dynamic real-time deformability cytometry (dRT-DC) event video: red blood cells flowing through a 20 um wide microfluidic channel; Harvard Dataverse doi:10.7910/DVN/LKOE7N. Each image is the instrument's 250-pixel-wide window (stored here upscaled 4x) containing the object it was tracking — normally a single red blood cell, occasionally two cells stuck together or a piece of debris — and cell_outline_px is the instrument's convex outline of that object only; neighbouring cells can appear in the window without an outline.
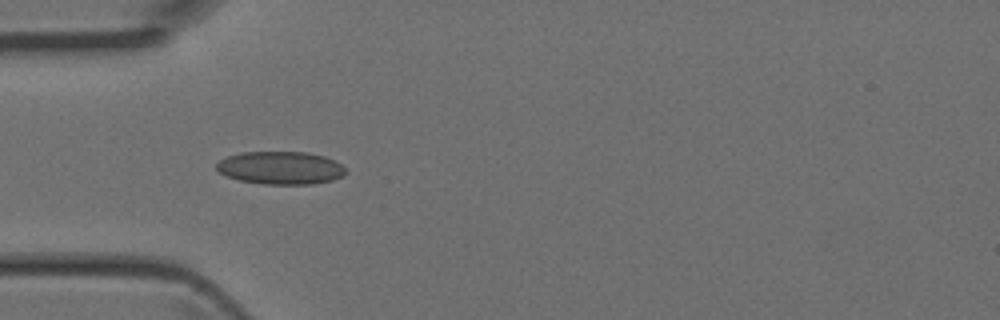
{"species": "Egyptian fruit bat (a non-hibernating species)", "species_latin": "Rousettus aegyptiacus", "temperature_condition": "room temperature", "stored_images_in_passage": 4, "camera_frame_rate_fps": 3000, "um_per_image_px": 0.085, "animal": {"sex": "female"}, "frame": {"image": 1, "passage_image": 4, "time_ms": 1.0, "image_size_px": [1000, 320], "cell_outline_px": [[344, 172], [340, 176], [332, 180], [312, 184], [264, 184], [240, 180], [228, 176], [220, 172], [216, 168], [216, 164], [220, 160], [228, 156], [240, 152], [308, 152], [324, 156], [340, 164], [344, 168]], "centroid_in_image_um": [23.82, 14.26], "position_along_channel_um": 61.2, "area_um2": 24.45}}